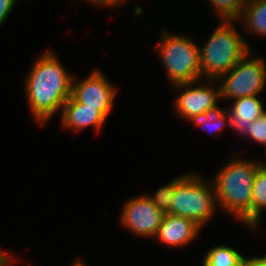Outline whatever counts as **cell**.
<instances>
[{
  "instance_id": "7a4b0ae2",
  "label": "cell",
  "mask_w": 266,
  "mask_h": 266,
  "mask_svg": "<svg viewBox=\"0 0 266 266\" xmlns=\"http://www.w3.org/2000/svg\"><path fill=\"white\" fill-rule=\"evenodd\" d=\"M261 162L232 158L212 178L219 207L252 229L253 182Z\"/></svg>"
},
{
  "instance_id": "44dd1931",
  "label": "cell",
  "mask_w": 266,
  "mask_h": 266,
  "mask_svg": "<svg viewBox=\"0 0 266 266\" xmlns=\"http://www.w3.org/2000/svg\"><path fill=\"white\" fill-rule=\"evenodd\" d=\"M246 266H266V255L263 257H253L245 259Z\"/></svg>"
},
{
  "instance_id": "ac0fdd59",
  "label": "cell",
  "mask_w": 266,
  "mask_h": 266,
  "mask_svg": "<svg viewBox=\"0 0 266 266\" xmlns=\"http://www.w3.org/2000/svg\"><path fill=\"white\" fill-rule=\"evenodd\" d=\"M221 17L220 20L237 22L247 0H209Z\"/></svg>"
},
{
  "instance_id": "5bb4252c",
  "label": "cell",
  "mask_w": 266,
  "mask_h": 266,
  "mask_svg": "<svg viewBox=\"0 0 266 266\" xmlns=\"http://www.w3.org/2000/svg\"><path fill=\"white\" fill-rule=\"evenodd\" d=\"M245 259L236 249L218 245L206 253L203 266H244Z\"/></svg>"
},
{
  "instance_id": "e0dca14e",
  "label": "cell",
  "mask_w": 266,
  "mask_h": 266,
  "mask_svg": "<svg viewBox=\"0 0 266 266\" xmlns=\"http://www.w3.org/2000/svg\"><path fill=\"white\" fill-rule=\"evenodd\" d=\"M180 175V177H175L172 181H170L167 185L160 187L155 195H147L154 205L164 214H171V203L174 197L175 185L185 176Z\"/></svg>"
},
{
  "instance_id": "4fadbf2b",
  "label": "cell",
  "mask_w": 266,
  "mask_h": 266,
  "mask_svg": "<svg viewBox=\"0 0 266 266\" xmlns=\"http://www.w3.org/2000/svg\"><path fill=\"white\" fill-rule=\"evenodd\" d=\"M239 19H243L249 32L266 36V0H247Z\"/></svg>"
},
{
  "instance_id": "603a6c76",
  "label": "cell",
  "mask_w": 266,
  "mask_h": 266,
  "mask_svg": "<svg viewBox=\"0 0 266 266\" xmlns=\"http://www.w3.org/2000/svg\"><path fill=\"white\" fill-rule=\"evenodd\" d=\"M6 251L0 256V266H11L13 262V257L8 255ZM12 261V262H11Z\"/></svg>"
},
{
  "instance_id": "d6986e66",
  "label": "cell",
  "mask_w": 266,
  "mask_h": 266,
  "mask_svg": "<svg viewBox=\"0 0 266 266\" xmlns=\"http://www.w3.org/2000/svg\"><path fill=\"white\" fill-rule=\"evenodd\" d=\"M240 135L245 136L248 139L260 143L266 147V112L252 122L251 126L245 127Z\"/></svg>"
},
{
  "instance_id": "30bf717a",
  "label": "cell",
  "mask_w": 266,
  "mask_h": 266,
  "mask_svg": "<svg viewBox=\"0 0 266 266\" xmlns=\"http://www.w3.org/2000/svg\"><path fill=\"white\" fill-rule=\"evenodd\" d=\"M201 229L194 220L165 214L155 237L164 245L181 247L195 239Z\"/></svg>"
},
{
  "instance_id": "7402d4cb",
  "label": "cell",
  "mask_w": 266,
  "mask_h": 266,
  "mask_svg": "<svg viewBox=\"0 0 266 266\" xmlns=\"http://www.w3.org/2000/svg\"><path fill=\"white\" fill-rule=\"evenodd\" d=\"M90 1L93 4H98L102 6H108V7H118L117 5L120 4L122 1L125 0H87Z\"/></svg>"
},
{
  "instance_id": "d4e9b609",
  "label": "cell",
  "mask_w": 266,
  "mask_h": 266,
  "mask_svg": "<svg viewBox=\"0 0 266 266\" xmlns=\"http://www.w3.org/2000/svg\"><path fill=\"white\" fill-rule=\"evenodd\" d=\"M5 251L1 250L0 248V256L4 253Z\"/></svg>"
},
{
  "instance_id": "52a82bcc",
  "label": "cell",
  "mask_w": 266,
  "mask_h": 266,
  "mask_svg": "<svg viewBox=\"0 0 266 266\" xmlns=\"http://www.w3.org/2000/svg\"><path fill=\"white\" fill-rule=\"evenodd\" d=\"M72 81L71 97L86 107L97 108L106 118L110 114L116 97V89L98 70H94L83 81Z\"/></svg>"
},
{
  "instance_id": "8fae6325",
  "label": "cell",
  "mask_w": 266,
  "mask_h": 266,
  "mask_svg": "<svg viewBox=\"0 0 266 266\" xmlns=\"http://www.w3.org/2000/svg\"><path fill=\"white\" fill-rule=\"evenodd\" d=\"M61 109L62 127H68L76 132L89 126H93L99 132L107 119L97 108L86 107V104L78 103L72 97L65 102Z\"/></svg>"
},
{
  "instance_id": "3957f363",
  "label": "cell",
  "mask_w": 266,
  "mask_h": 266,
  "mask_svg": "<svg viewBox=\"0 0 266 266\" xmlns=\"http://www.w3.org/2000/svg\"><path fill=\"white\" fill-rule=\"evenodd\" d=\"M232 23L233 20H221L203 48L200 47L203 82L210 79L217 80L230 72L252 50Z\"/></svg>"
},
{
  "instance_id": "5b68a950",
  "label": "cell",
  "mask_w": 266,
  "mask_h": 266,
  "mask_svg": "<svg viewBox=\"0 0 266 266\" xmlns=\"http://www.w3.org/2000/svg\"><path fill=\"white\" fill-rule=\"evenodd\" d=\"M157 46L162 64L173 85L201 80L200 47L186 36L167 34Z\"/></svg>"
},
{
  "instance_id": "ffe728a7",
  "label": "cell",
  "mask_w": 266,
  "mask_h": 266,
  "mask_svg": "<svg viewBox=\"0 0 266 266\" xmlns=\"http://www.w3.org/2000/svg\"><path fill=\"white\" fill-rule=\"evenodd\" d=\"M17 0H0V27L12 12Z\"/></svg>"
},
{
  "instance_id": "ba28073f",
  "label": "cell",
  "mask_w": 266,
  "mask_h": 266,
  "mask_svg": "<svg viewBox=\"0 0 266 266\" xmlns=\"http://www.w3.org/2000/svg\"><path fill=\"white\" fill-rule=\"evenodd\" d=\"M161 212L146 195L126 201L120 223L140 237H155L163 220Z\"/></svg>"
},
{
  "instance_id": "6da1fadb",
  "label": "cell",
  "mask_w": 266,
  "mask_h": 266,
  "mask_svg": "<svg viewBox=\"0 0 266 266\" xmlns=\"http://www.w3.org/2000/svg\"><path fill=\"white\" fill-rule=\"evenodd\" d=\"M32 66L24 89L32 115L42 125L71 97L73 76L52 51L43 53Z\"/></svg>"
},
{
  "instance_id": "8992f818",
  "label": "cell",
  "mask_w": 266,
  "mask_h": 266,
  "mask_svg": "<svg viewBox=\"0 0 266 266\" xmlns=\"http://www.w3.org/2000/svg\"><path fill=\"white\" fill-rule=\"evenodd\" d=\"M251 52L250 50L230 72L217 80H209L218 84L222 81L221 85L219 84L220 98L235 100L241 97L258 96L262 91L266 81V61L253 58Z\"/></svg>"
},
{
  "instance_id": "277c9868",
  "label": "cell",
  "mask_w": 266,
  "mask_h": 266,
  "mask_svg": "<svg viewBox=\"0 0 266 266\" xmlns=\"http://www.w3.org/2000/svg\"><path fill=\"white\" fill-rule=\"evenodd\" d=\"M212 185V186H211ZM215 189L212 180L208 185L199 175L186 174L176 185L171 203V215L194 220L203 227L216 211Z\"/></svg>"
},
{
  "instance_id": "cb8c5ba5",
  "label": "cell",
  "mask_w": 266,
  "mask_h": 266,
  "mask_svg": "<svg viewBox=\"0 0 266 266\" xmlns=\"http://www.w3.org/2000/svg\"><path fill=\"white\" fill-rule=\"evenodd\" d=\"M72 266H86V264L77 260V262H74Z\"/></svg>"
},
{
  "instance_id": "7c38bea8",
  "label": "cell",
  "mask_w": 266,
  "mask_h": 266,
  "mask_svg": "<svg viewBox=\"0 0 266 266\" xmlns=\"http://www.w3.org/2000/svg\"><path fill=\"white\" fill-rule=\"evenodd\" d=\"M258 96H248L235 99L234 106L227 108L229 114V126L241 133L245 127L252 125L263 113L264 106Z\"/></svg>"
},
{
  "instance_id": "2e32d148",
  "label": "cell",
  "mask_w": 266,
  "mask_h": 266,
  "mask_svg": "<svg viewBox=\"0 0 266 266\" xmlns=\"http://www.w3.org/2000/svg\"><path fill=\"white\" fill-rule=\"evenodd\" d=\"M188 121H191V123L193 122L197 126L203 127L207 132L212 131L217 134L222 128L225 126L227 127V124H230L227 108L221 109L218 106L207 112L200 113L190 118Z\"/></svg>"
},
{
  "instance_id": "9c48e42d",
  "label": "cell",
  "mask_w": 266,
  "mask_h": 266,
  "mask_svg": "<svg viewBox=\"0 0 266 266\" xmlns=\"http://www.w3.org/2000/svg\"><path fill=\"white\" fill-rule=\"evenodd\" d=\"M197 83L194 88L192 84ZM176 89H183L175 101V109L183 119L190 118L207 112L210 109L217 107L218 98H220V88H213L210 84L206 86L200 84V80L196 82L180 83L173 85Z\"/></svg>"
},
{
  "instance_id": "9a60e30c",
  "label": "cell",
  "mask_w": 266,
  "mask_h": 266,
  "mask_svg": "<svg viewBox=\"0 0 266 266\" xmlns=\"http://www.w3.org/2000/svg\"><path fill=\"white\" fill-rule=\"evenodd\" d=\"M262 209H266V167L263 165L257 170L253 182L252 229L258 227Z\"/></svg>"
}]
</instances>
